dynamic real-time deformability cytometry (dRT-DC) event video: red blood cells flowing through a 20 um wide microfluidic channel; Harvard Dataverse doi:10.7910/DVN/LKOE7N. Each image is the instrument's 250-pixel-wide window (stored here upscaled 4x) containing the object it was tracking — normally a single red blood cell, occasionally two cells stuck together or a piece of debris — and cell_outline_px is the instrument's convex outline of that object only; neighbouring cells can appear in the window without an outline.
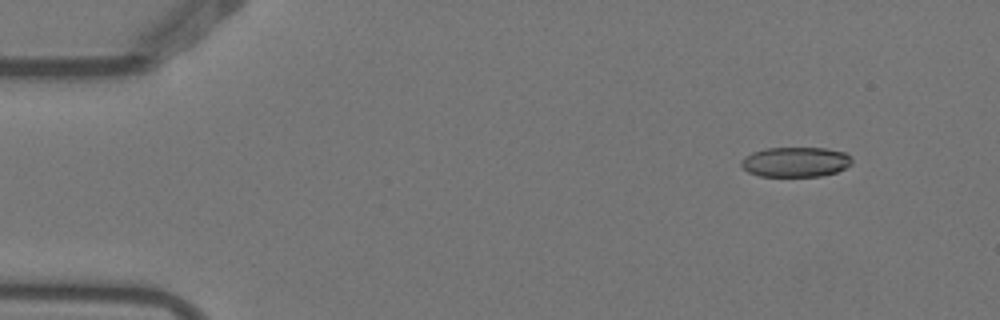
{"species": "Egyptian fruit bat (a non-hibernating species)", "species_latin": "Rousettus aegyptiacus", "temperature_condition": "warm", "stored_images_in_passage": 5, "camera_frame_rate_fps": 3000, "um_per_image_px": 0.085, "animal": {"sex": "female"}, "frame": {"image": 1, "passage_image": 2, "time_ms": 0.333, "image_size_px": [1000, 320], "cell_outline_px": [[852, 164], [836, 172], [820, 176], [760, 176], [748, 172], [740, 164], [740, 160], [744, 156], [752, 152], [768, 148], [824, 148], [844, 152], [852, 160]], "centroid_in_image_um": [67.59, 13.77], "position_along_channel_um": 17.4, "area_um2": 19.25}}
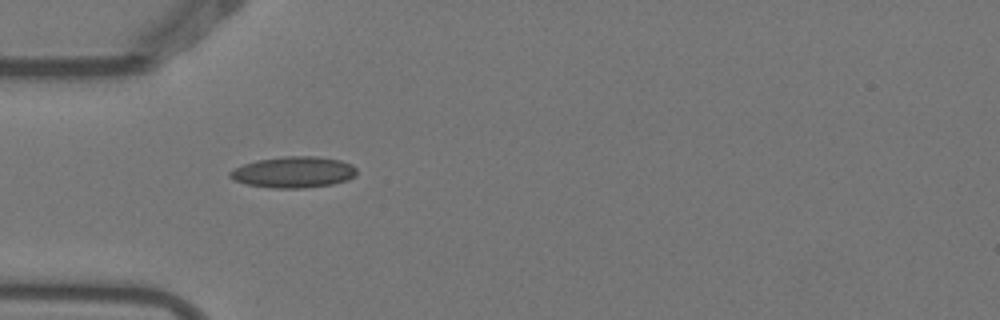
{"frame": {"image": 2, "passage_image": 5, "time_ms": 1.333, "image_size_px": [1000, 320], "cell_outline_px": [[356, 172], [348, 180], [332, 184], [304, 188], [272, 188], [248, 184], [232, 180], [228, 176], [228, 172], [244, 164], [256, 160], [284, 156], [316, 156], [340, 160], [352, 164], [356, 168]], "centroid_in_image_um": [24.93, 14.63], "position_along_channel_um": 60.1, "area_um2": 23.0}}